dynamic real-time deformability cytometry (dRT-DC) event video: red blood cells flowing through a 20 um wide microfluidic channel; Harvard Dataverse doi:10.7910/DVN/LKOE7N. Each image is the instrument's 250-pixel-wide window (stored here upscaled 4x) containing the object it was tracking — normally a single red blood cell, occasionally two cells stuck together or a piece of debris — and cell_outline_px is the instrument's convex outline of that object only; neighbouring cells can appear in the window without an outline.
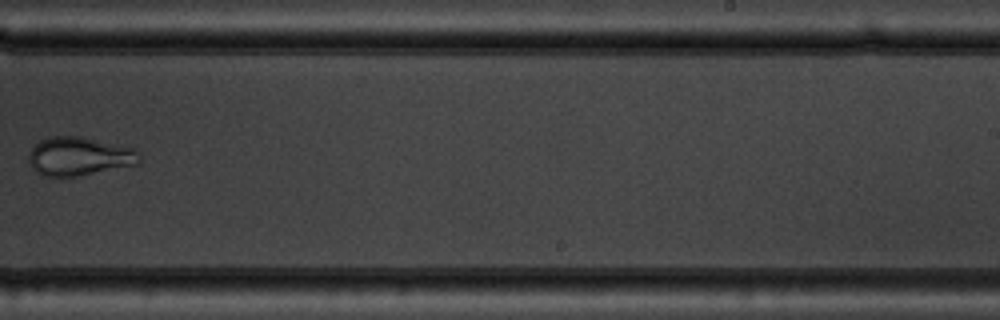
{"species": "common noctule bat (a hibernating species)", "species_latin": "Nyctalus noctula", "temperature_condition": "warm", "stored_images_in_passage": 10, "camera_frame_rate_fps": 3000, "um_per_image_px": 0.085, "animal": {"sex": "male", "body_mass_g": 19.5, "forearm_length_mm": 54.6}, "frame": {"image": 1, "passage_image": 10, "time_ms": 11.333, "image_size_px": [1000, 320], "cell_outline_px": [[140, 164], [76, 176], [44, 176], [36, 172], [28, 164], [28, 152], [40, 140], [52, 136], [80, 136], [136, 148], [140, 160]], "centroid_in_image_um": [6.72, 13.28], "position_along_channel_um": 282.3, "area_um2": 25.03}}